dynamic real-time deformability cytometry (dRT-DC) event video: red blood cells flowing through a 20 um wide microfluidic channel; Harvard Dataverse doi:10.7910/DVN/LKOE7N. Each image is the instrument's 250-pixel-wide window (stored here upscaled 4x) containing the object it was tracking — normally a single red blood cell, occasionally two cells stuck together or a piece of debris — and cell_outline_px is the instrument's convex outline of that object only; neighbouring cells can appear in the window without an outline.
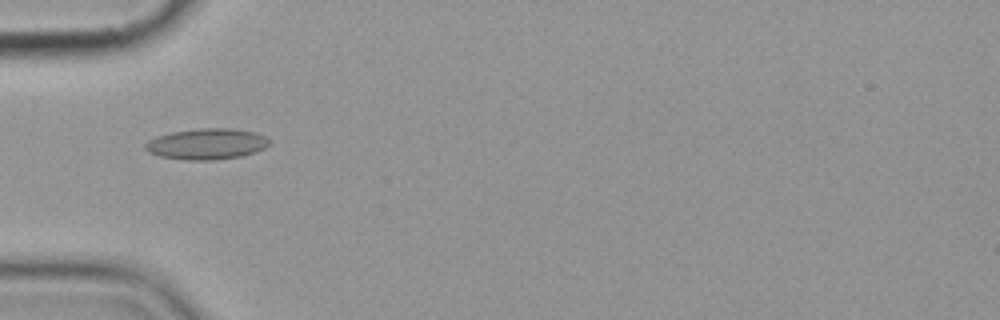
{"species": "common noctule bat (a hibernating species)", "species_latin": "Nyctalus noctula", "temperature_condition": "cold", "stored_images_in_passage": 9, "camera_frame_rate_fps": 3000, "um_per_image_px": 0.085, "animal": {"sex": "female", "body_mass_g": 19.9}, "frame": {"image": 1, "passage_image": 3, "time_ms": 2.667, "image_size_px": [1000, 320], "cell_outline_px": [[272, 144], [256, 152], [240, 156], [212, 160], [184, 160], [160, 156], [148, 152], [144, 148], [144, 144], [148, 140], [156, 136], [172, 132], [200, 128], [232, 128], [256, 132], [264, 136]], "centroid_in_image_um": [17.56, 12.23], "position_along_channel_um": 67.4, "area_um2": 22.48}}
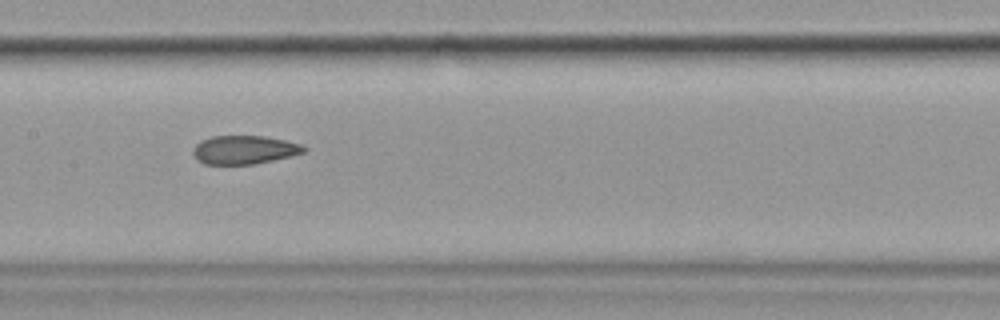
{"frame": {"image": 2, "passage_image": 6, "time_ms": 6.0, "image_size_px": [1000, 320], "cell_outline_px": [[308, 148], [304, 152], [256, 164], [204, 164], [196, 160], [192, 152], [192, 148], [200, 140], [212, 136], [264, 136], [284, 140], [300, 144]], "centroid_in_image_um": [20.7, 12.73], "position_along_channel_um": 186.7, "area_um2": 18.44}}
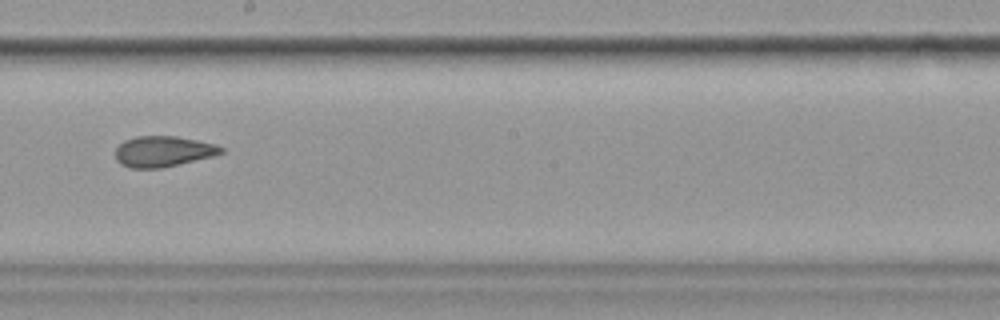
{"frame": {"image": 3, "passage_image": 7, "time_ms": 7.333, "image_size_px": [1000, 320], "cell_outline_px": [[224, 152], [212, 156], [160, 168], [128, 168], [120, 164], [116, 160], [116, 148], [124, 140], [136, 136], [176, 136], [216, 144], [224, 148]], "centroid_in_image_um": [13.84, 12.87], "position_along_channel_um": 234.4, "area_um2": 18.84}}